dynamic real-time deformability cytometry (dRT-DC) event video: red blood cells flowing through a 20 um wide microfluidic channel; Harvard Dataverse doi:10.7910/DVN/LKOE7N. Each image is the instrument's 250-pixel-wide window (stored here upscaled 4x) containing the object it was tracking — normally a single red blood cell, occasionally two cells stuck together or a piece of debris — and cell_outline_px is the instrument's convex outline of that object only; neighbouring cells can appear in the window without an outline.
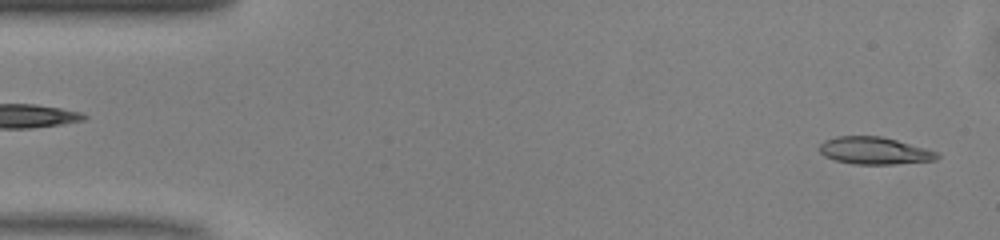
{"species": "common noctule bat (a hibernating species)", "species_latin": "Nyctalus noctula", "temperature_condition": "warm", "stored_images_in_passage": 48, "camera_frame_rate_fps": 3000, "um_per_image_px": 0.085, "animal": {"sex": "male", "body_mass_g": 13.0, "forearm_length_mm": 53.1}, "frame": {"image": 1, "passage_image": 1, "time_ms": 0.0, "image_size_px": [1000, 240], "cell_outline_px": [[940, 156], [936, 160], [896, 164], [852, 164], [836, 160], [824, 156], [820, 152], [820, 144], [824, 140], [836, 136], [880, 136], [928, 148], [940, 152]], "centroid_in_image_um": [74.37, 12.81], "position_along_channel_um": 10.6, "area_um2": 18.84}}
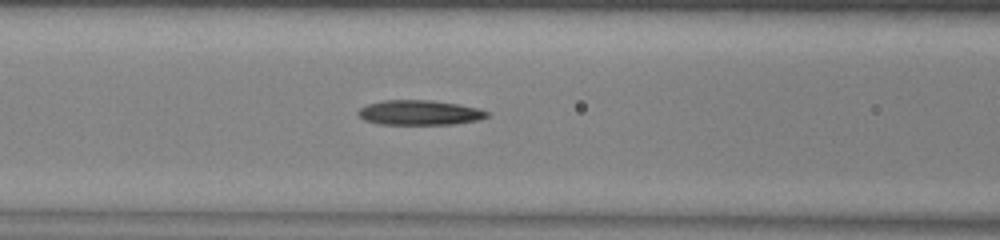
{"frame": {"image": 2, "passage_image": 18, "time_ms": 5.667, "image_size_px": [1000, 240], "cell_outline_px": [[492, 112], [488, 116], [480, 120], [456, 124], [380, 124], [364, 120], [356, 112], [360, 108], [368, 104], [384, 100], [432, 100], [456, 104], [476, 108]], "centroid_in_image_um": [35.68, 9.58], "position_along_channel_um": 130.9, "area_um2": 18.67}}
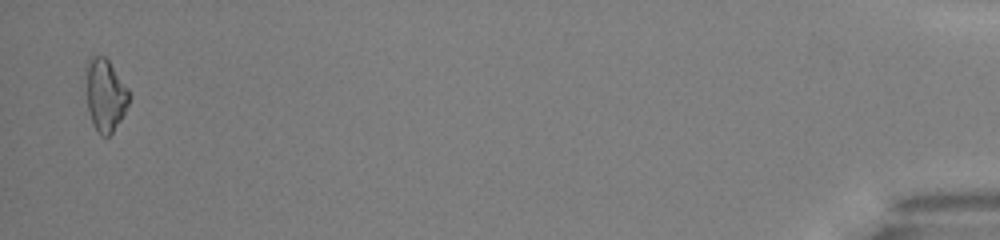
{"frame": {"image": 3, "passage_image": 47, "time_ms": 15.333, "image_size_px": [1000, 240], "cell_outline_px": [[132, 96], [120, 120], [112, 132], [108, 136], [100, 136], [96, 132], [92, 124], [88, 108], [84, 72], [84, 68], [88, 56], [104, 56], [108, 60], [128, 88]], "centroid_in_image_um": [8.91, 8.05], "position_along_channel_um": 426.3, "area_um2": 18.61}, "authors_computed_cell_mechanics": {"area_um2": 18.5249, "velocity_mm_per_s": 4.0985, "shape_relaxation_time_tau1_ms": 10.6952, "shape_relaxation_time_tau2_ms": null, "deformation_change_tau1": 0.221, "deformation_change_tau2": null}}